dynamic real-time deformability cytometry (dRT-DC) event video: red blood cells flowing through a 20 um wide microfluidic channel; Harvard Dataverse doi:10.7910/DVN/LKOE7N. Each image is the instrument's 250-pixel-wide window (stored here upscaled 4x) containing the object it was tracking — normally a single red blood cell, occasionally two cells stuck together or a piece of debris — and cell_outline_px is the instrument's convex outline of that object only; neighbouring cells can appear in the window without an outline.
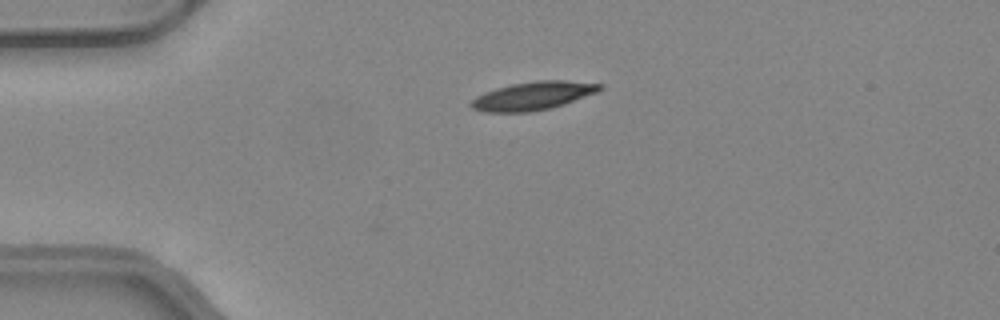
{"species": "common noctule bat (a hibernating species)", "species_latin": "Nyctalus noctula", "temperature_condition": "warm", "stored_images_in_passage": 39, "camera_frame_rate_fps": 3000, "um_per_image_px": 0.085, "animal": {"sex": "female", "body_mass_g": 24.6, "forearm_length_mm": 56.2}, "frame": {"image": 1, "passage_image": 1, "time_ms": 0.0, "image_size_px": [1000, 320], "cell_outline_px": [[604, 88], [600, 92], [564, 104], [532, 112], [484, 112], [472, 108], [468, 104], [476, 96], [484, 92], [496, 88], [512, 84], [536, 80], [564, 80], [604, 84]], "centroid_in_image_um": [45.34, 8.14], "position_along_channel_um": 39.7, "area_um2": 21.44}}
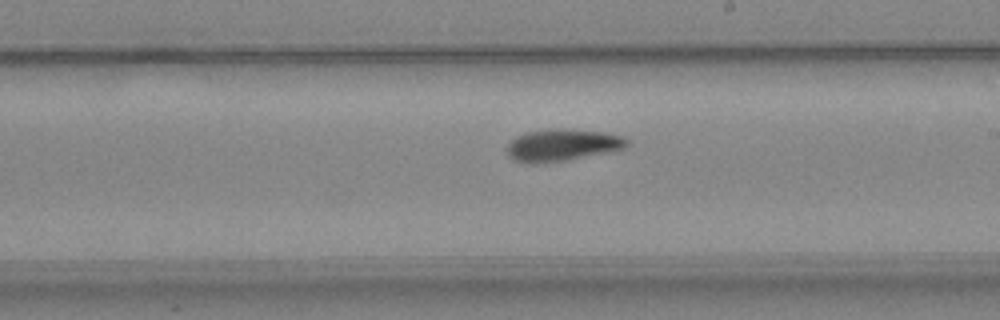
{"frame": {"image": 2, "passage_image": 18, "time_ms": 5.667, "image_size_px": [1000, 320], "cell_outline_px": [[628, 144], [624, 148], [608, 152], [568, 160], [532, 164], [516, 160], [508, 152], [508, 144], [516, 136], [528, 132], [556, 128], [572, 128], [604, 132], [624, 136], [628, 140]], "centroid_in_image_um": [47.85, 12.31], "position_along_channel_um": 241.1, "area_um2": 22.31}}
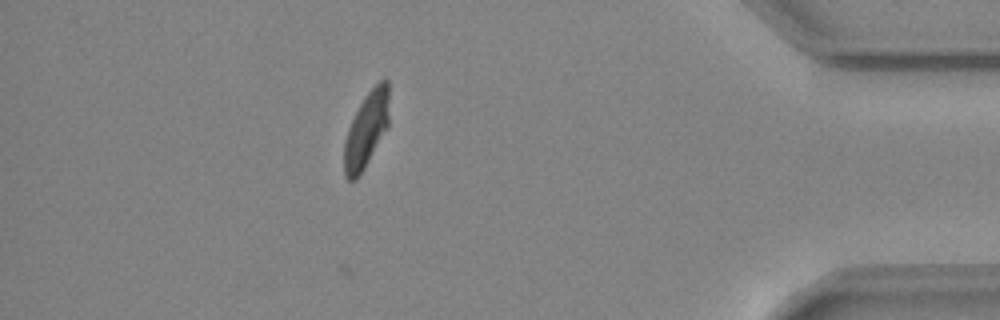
{"frame": {"image": 3, "passage_image": 33, "time_ms": 10.667, "image_size_px": [1000, 320], "cell_outline_px": [[388, 128], [360, 176], [356, 180], [348, 180], [344, 176], [344, 140], [348, 128], [364, 96], [384, 76], [388, 80]], "centroid_in_image_um": [31.14, 11.06], "position_along_channel_um": 404.1, "area_um2": 19.94}, "authors_computed_cell_mechanics": {"area_um2": 21.2704, "velocity_mm_per_s": 4.1596, "shape_relaxation_time_tau1_ms": 3.9228, "shape_relaxation_time_tau2_ms": 4.2907, "deformation_change_tau1": 0.1743, "deformation_change_tau2": 0.1066}}